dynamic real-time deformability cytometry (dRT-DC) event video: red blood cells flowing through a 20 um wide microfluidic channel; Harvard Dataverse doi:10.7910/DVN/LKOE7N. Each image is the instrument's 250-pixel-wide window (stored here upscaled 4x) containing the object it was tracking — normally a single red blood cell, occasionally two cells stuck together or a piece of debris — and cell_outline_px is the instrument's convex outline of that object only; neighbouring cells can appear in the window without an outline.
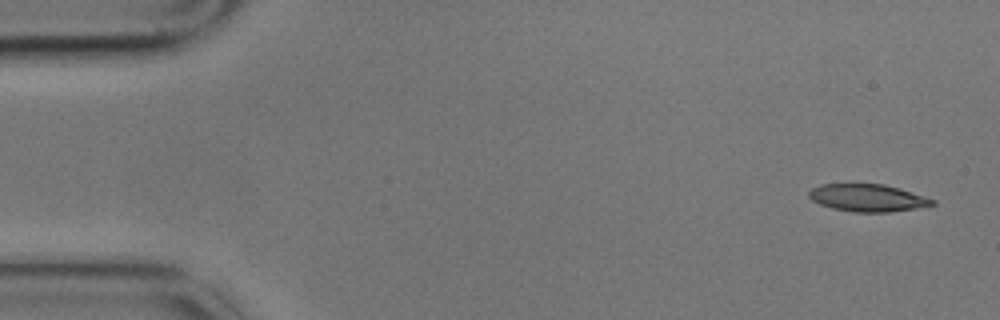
{"species": "common noctule bat (a hibernating species)", "species_latin": "Nyctalus noctula", "temperature_condition": "cold", "stored_images_in_passage": 4, "camera_frame_rate_fps": 3000, "um_per_image_px": 0.085, "animal": {"sex": "male", "body_mass_g": 17.9}, "frame": {"image": 1, "passage_image": 1, "time_ms": 0.0, "image_size_px": [1000, 320], "cell_outline_px": [[936, 204], [888, 212], [852, 212], [832, 208], [820, 204], [812, 200], [808, 196], [808, 192], [812, 188], [820, 184], [884, 184], [900, 188], [936, 200]], "centroid_in_image_um": [73.72, 16.81], "position_along_channel_um": 11.3, "area_um2": 19.59}}
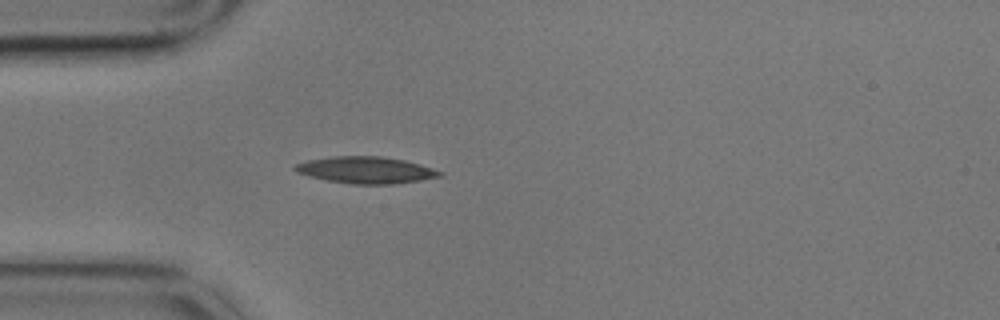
{"frame": {"image": 2, "passage_image": 4, "time_ms": 1.0, "image_size_px": [1000, 320], "cell_outline_px": [[444, 176], [396, 184], [352, 184], [328, 180], [308, 176], [296, 172], [292, 168], [296, 164], [308, 160], [332, 156], [380, 156], [404, 160], [420, 164], [444, 172]], "centroid_in_image_um": [31.12, 14.45], "position_along_channel_um": 53.9, "area_um2": 22.6}}